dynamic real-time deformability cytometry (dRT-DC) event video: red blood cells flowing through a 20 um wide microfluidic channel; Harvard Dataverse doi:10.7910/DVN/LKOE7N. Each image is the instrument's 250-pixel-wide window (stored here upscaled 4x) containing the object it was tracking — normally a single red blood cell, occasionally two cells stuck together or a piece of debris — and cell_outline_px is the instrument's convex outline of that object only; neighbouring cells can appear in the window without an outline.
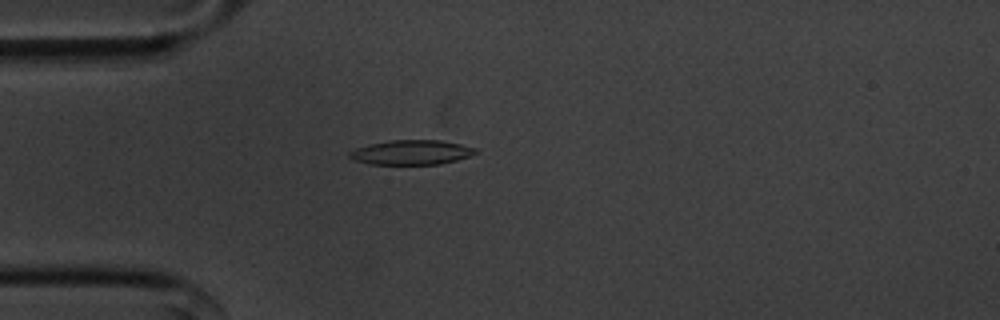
{"species": "common noctule bat (a hibernating species)", "species_latin": "Nyctalus noctula", "temperature_condition": "cold", "stored_images_in_passage": 51, "camera_frame_rate_fps": 3000, "um_per_image_px": 0.085, "animal": {"sex": "male", "body_mass_g": 20.1, "forearm_length_mm": 53.5}, "frame": {"image": 1, "passage_image": 11, "time_ms": 3.333, "image_size_px": [1000, 320], "cell_outline_px": [[476, 152], [468, 156], [456, 160], [440, 164], [368, 164], [356, 160], [348, 156], [348, 152], [356, 148], [388, 140], [440, 140], [460, 144], [476, 148]], "centroid_in_image_um": [34.95, 12.95], "position_along_channel_um": 50.1, "area_um2": 17.86}}
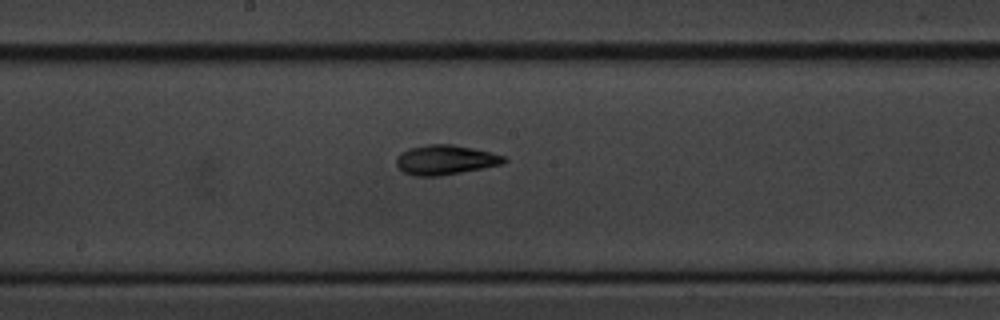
{"frame": {"image": 2, "passage_image": 25, "time_ms": 8.0, "image_size_px": [1000, 320], "cell_outline_px": [[508, 160], [504, 164], [440, 176], [412, 176], [404, 172], [396, 164], [396, 156], [400, 152], [408, 148], [428, 144], [452, 144], [492, 152], [504, 156]], "centroid_in_image_um": [37.84, 13.58], "position_along_channel_um": 210.4, "area_um2": 18.79}}
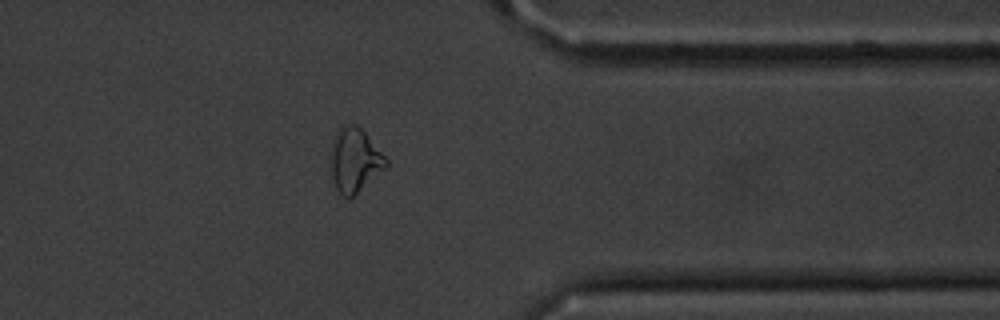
{"frame": {"image": 3, "passage_image": 40, "time_ms": 13.0, "image_size_px": [1000, 320], "cell_outline_px": [[388, 164], [384, 168], [348, 200], [336, 188], [332, 176], [332, 152], [336, 132], [344, 124], [356, 124], [364, 132], [388, 160]], "centroid_in_image_um": [30.15, 13.6], "position_along_channel_um": 381.2, "area_um2": 19.77}, "authors_computed_cell_mechanics": {"area_um2": 18.3226, "velocity_mm_per_s": 3.6283, "shape_relaxation_time_tau1_ms": 3.569, "shape_relaxation_time_tau2_ms": 6.6561, "deformation_change_tau1": 0.1344, "deformation_change_tau2": 0.133}}